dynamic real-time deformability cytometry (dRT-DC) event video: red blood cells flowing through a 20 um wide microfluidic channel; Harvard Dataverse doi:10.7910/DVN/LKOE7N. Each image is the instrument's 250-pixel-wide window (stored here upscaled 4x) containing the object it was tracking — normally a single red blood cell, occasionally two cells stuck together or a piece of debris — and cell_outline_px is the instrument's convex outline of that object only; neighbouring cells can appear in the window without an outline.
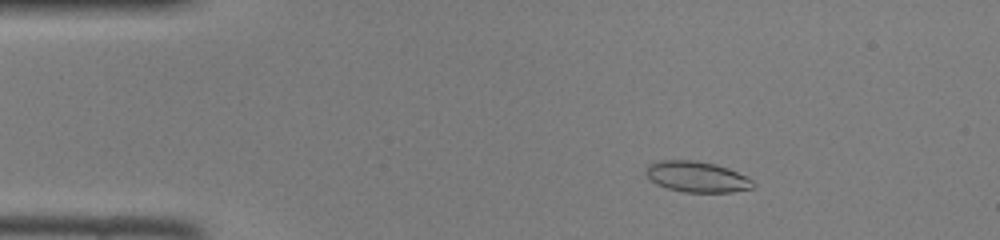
{"species": "common noctule bat (a hibernating species)", "species_latin": "Nyctalus noctula", "temperature_condition": "room temperature", "stored_images_in_passage": 43, "camera_frame_rate_fps": 3000, "um_per_image_px": 0.085, "animal": {"sex": "female", "body_mass_g": 22.0, "forearm_length_mm": 56.7}, "frame": {"image": 1, "passage_image": 4, "time_ms": 1.0, "image_size_px": [1000, 240], "cell_outline_px": [[756, 184], [752, 188], [732, 192], [684, 192], [668, 188], [656, 184], [644, 172], [648, 164], [660, 160], [696, 160], [716, 164], [728, 168], [748, 176]], "centroid_in_image_um": [59.25, 15.02], "position_along_channel_um": 25.7, "area_um2": 19.36}}
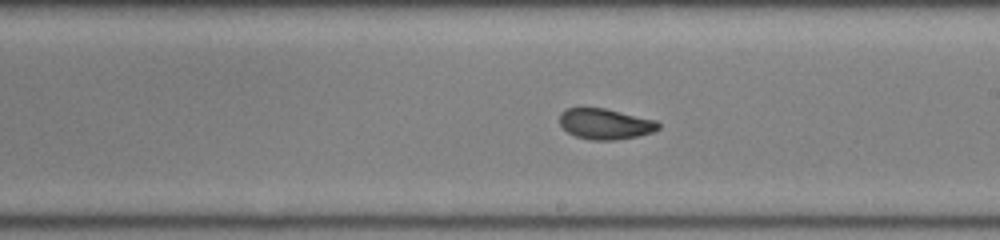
{"frame": {"image": 2, "passage_image": 23, "time_ms": 7.333, "image_size_px": [1000, 240], "cell_outline_px": [[660, 128], [652, 132], [636, 136], [612, 140], [592, 140], [576, 136], [568, 132], [560, 124], [560, 112], [568, 108], [604, 108], [656, 120], [660, 124]], "centroid_in_image_um": [51.44, 10.53], "position_along_channel_um": 237.6, "area_um2": 17.46}}
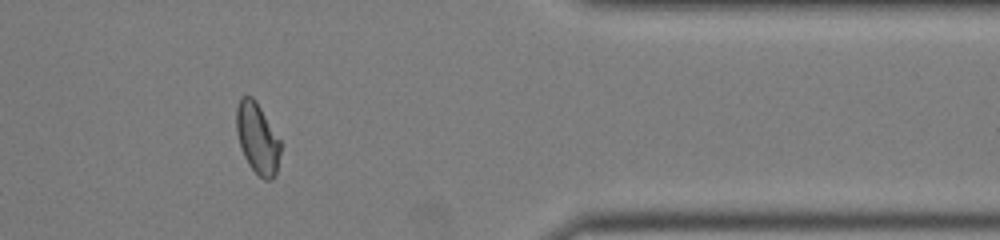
{"frame": {"image": 3, "passage_image": 35, "time_ms": 11.333, "image_size_px": [1000, 240], "cell_outline_px": [[280, 152], [276, 176], [272, 180], [264, 180], [248, 164], [244, 156], [236, 132], [236, 108], [240, 96], [252, 96], [256, 100], [280, 140]], "centroid_in_image_um": [21.87, 11.75], "position_along_channel_um": 389.5, "area_um2": 18.21}}